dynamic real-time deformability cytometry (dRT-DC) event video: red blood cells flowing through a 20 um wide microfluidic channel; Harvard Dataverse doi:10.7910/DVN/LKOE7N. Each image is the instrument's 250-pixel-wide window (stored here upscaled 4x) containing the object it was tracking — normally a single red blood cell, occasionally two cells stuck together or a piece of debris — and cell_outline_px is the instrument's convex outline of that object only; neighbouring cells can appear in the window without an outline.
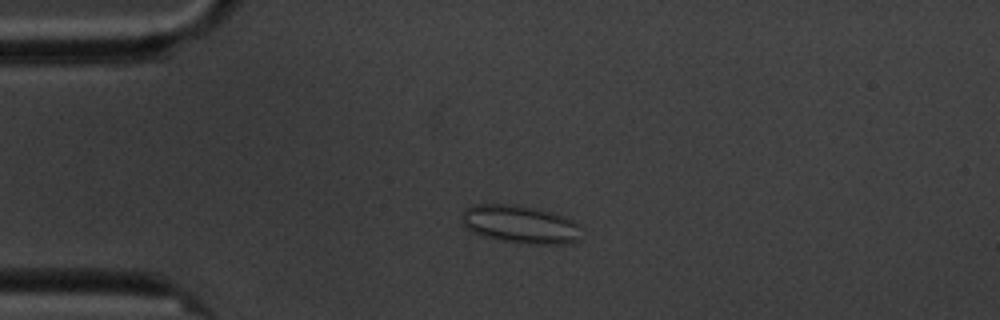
{"species": "common noctule bat (a hibernating species)", "species_latin": "Nyctalus noctula", "temperature_condition": "cold", "stored_images_in_passage": 8, "camera_frame_rate_fps": 3000, "um_per_image_px": 0.085, "animal": {"sex": "male", "body_mass_g": 20.1, "forearm_length_mm": 53.5}, "frame": {"image": 1, "passage_image": 3, "time_ms": 3.0, "image_size_px": [1000, 320], "cell_outline_px": [[584, 240], [564, 244], [528, 244], [500, 240], [472, 232], [464, 224], [464, 208], [476, 204], [516, 204], [552, 212], [564, 216], [580, 224]], "centroid_in_image_um": [44.33, 19.08], "position_along_channel_um": 40.7, "area_um2": 26.7}}
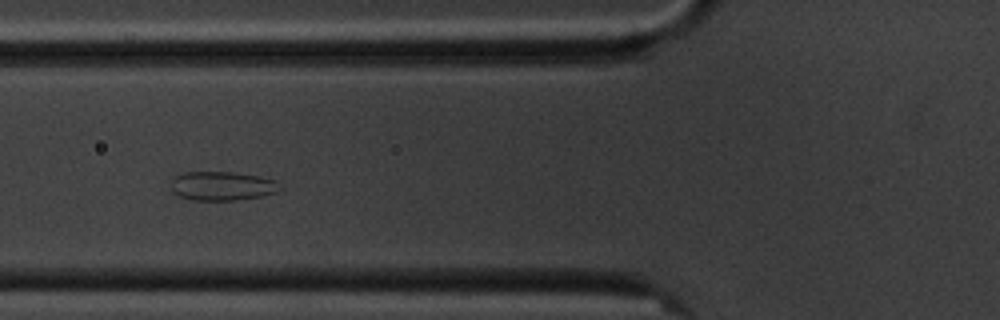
{"frame": {"image": 2, "passage_image": 5, "time_ms": 5.667, "image_size_px": [1000, 320], "cell_outline_px": [[284, 188], [280, 192], [260, 196], [236, 200], [192, 200], [180, 196], [172, 192], [172, 176], [184, 172], [232, 172], [260, 176], [276, 180]], "centroid_in_image_um": [18.92, 15.8], "position_along_channel_um": 106.9, "area_um2": 18.67}}